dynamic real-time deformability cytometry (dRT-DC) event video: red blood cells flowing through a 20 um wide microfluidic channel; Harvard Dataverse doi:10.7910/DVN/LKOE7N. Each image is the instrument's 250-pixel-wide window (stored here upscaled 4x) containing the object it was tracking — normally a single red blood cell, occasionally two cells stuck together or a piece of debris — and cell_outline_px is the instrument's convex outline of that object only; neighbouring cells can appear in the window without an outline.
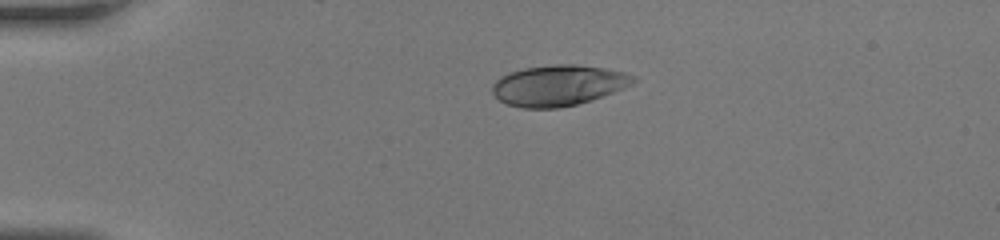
{"species": "human", "species_latin": "Homo sapiens", "temperature_condition": "room temperature", "stored_images_in_passage": 36, "camera_frame_rate_fps": 3000, "um_per_image_px": 0.085, "donor": {"sex": "female"}, "frame": {"image": 1, "passage_image": 1, "time_ms": 0.0, "image_size_px": [1000, 240], "cell_outline_px": [[636, 80], [632, 84], [624, 88], [592, 100], [560, 108], [520, 108], [508, 104], [500, 100], [492, 92], [492, 84], [500, 76], [508, 72], [524, 68], [552, 64], [576, 64], [604, 68], [624, 72], [636, 76]], "centroid_in_image_um": [47.45, 7.25], "position_along_channel_um": 37.5, "area_um2": 33.64}}
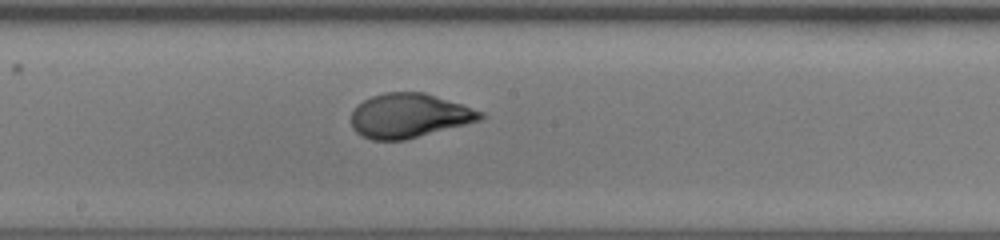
{"frame": {"image": 2, "passage_image": 16, "time_ms": 5.0, "image_size_px": [1000, 240], "cell_outline_px": [[488, 116], [480, 120], [404, 140], [372, 140], [360, 136], [352, 128], [352, 112], [364, 100], [372, 96], [384, 92], [424, 92], [484, 112]], "centroid_in_image_um": [34.77, 9.83], "position_along_channel_um": 213.4, "area_um2": 33.06}}
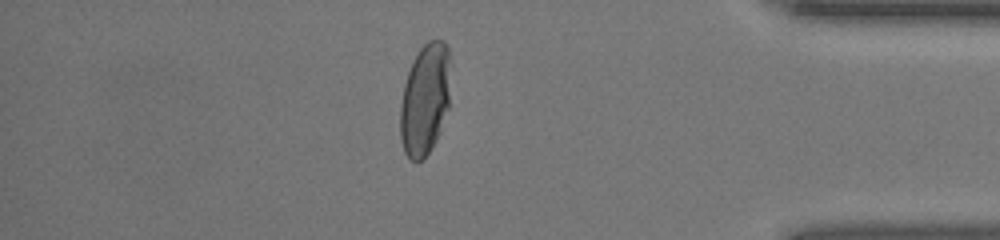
{"frame": {"image": 3, "passage_image": 30, "time_ms": 9.667, "image_size_px": [1000, 240], "cell_outline_px": [[448, 108], [436, 140], [428, 152], [416, 164], [404, 152], [400, 140], [400, 104], [404, 84], [412, 60], [420, 48], [428, 40], [444, 40], [448, 48]], "centroid_in_image_um": [36.08, 8.45], "position_along_channel_um": 399.1, "area_um2": 32.37}}